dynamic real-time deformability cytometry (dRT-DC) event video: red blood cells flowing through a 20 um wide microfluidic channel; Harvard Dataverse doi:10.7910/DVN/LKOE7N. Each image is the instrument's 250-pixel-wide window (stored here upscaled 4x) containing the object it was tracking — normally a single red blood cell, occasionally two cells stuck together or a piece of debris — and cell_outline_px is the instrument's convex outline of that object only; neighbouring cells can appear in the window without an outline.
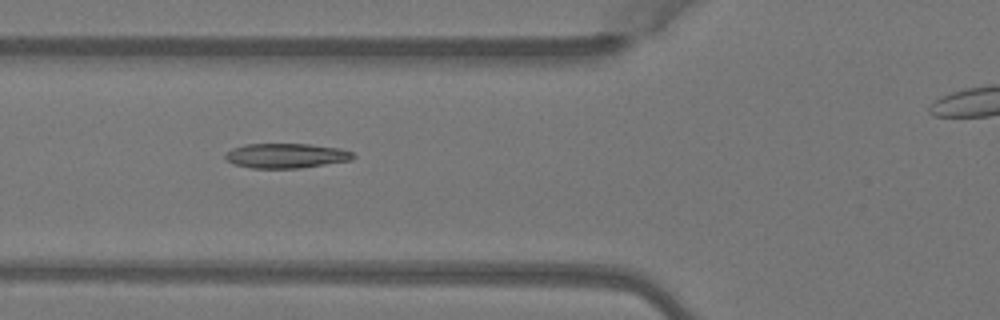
{"species": "Egyptian fruit bat (a non-hibernating species)", "species_latin": "Rousettus aegyptiacus", "temperature_condition": "warm", "stored_images_in_passage": 5, "segment_of_instrument_passage": [1, 2], "camera_frame_rate_fps": 3000, "um_per_image_px": 0.085, "animal": {"sex": "female"}, "frame": {"image": 1, "passage_image": 2, "time_ms": 0.333, "image_size_px": [1000, 320], "cell_outline_px": [[356, 156], [352, 160], [300, 168], [252, 168], [232, 164], [224, 156], [232, 148], [244, 144], [308, 144], [340, 148], [352, 152]], "centroid_in_image_um": [24.33, 13.23], "position_along_channel_um": 101.5, "area_um2": 18.44}}
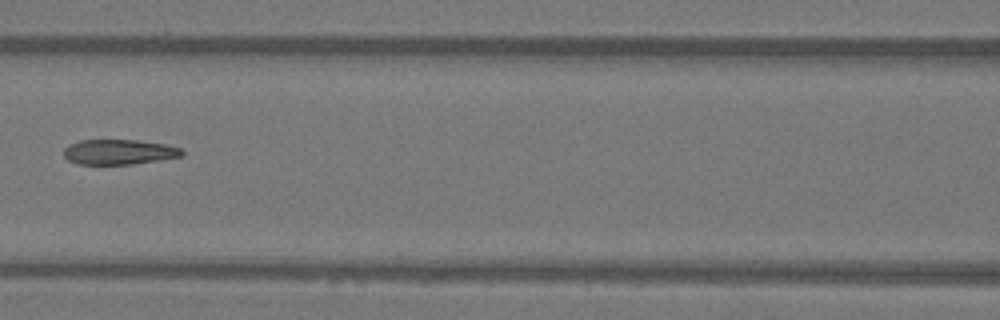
{"frame": {"image": 2, "passage_image": 3, "time_ms": 0.667, "image_size_px": [1000, 320], "cell_outline_px": [[184, 152], [180, 156], [132, 164], [76, 164], [68, 160], [64, 156], [64, 148], [68, 144], [80, 140], [136, 140], [164, 144], [180, 148]], "centroid_in_image_um": [10.04, 12.91], "position_along_channel_um": 156.6, "area_um2": 17.11}}
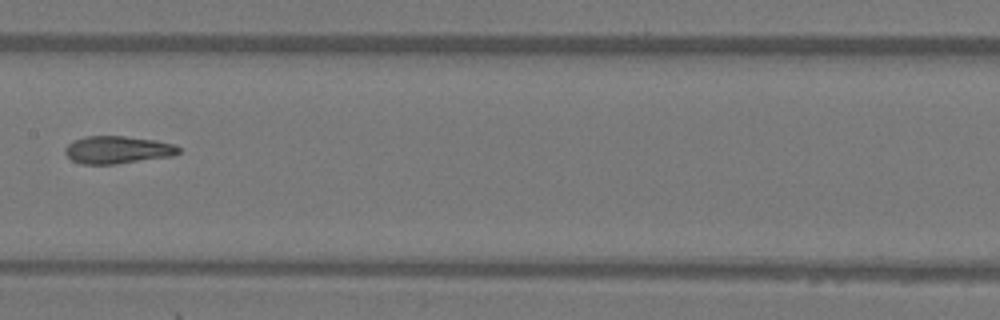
{"frame": {"image": 3, "passage_image": 4, "time_ms": 1.0, "image_size_px": [1000, 320], "cell_outline_px": [[180, 152], [172, 156], [116, 164], [80, 164], [72, 160], [64, 152], [64, 148], [72, 140], [84, 136], [124, 136], [156, 140], [176, 144], [180, 148]], "centroid_in_image_um": [9.98, 12.73], "position_along_channel_um": 197.4, "area_um2": 18.44}}